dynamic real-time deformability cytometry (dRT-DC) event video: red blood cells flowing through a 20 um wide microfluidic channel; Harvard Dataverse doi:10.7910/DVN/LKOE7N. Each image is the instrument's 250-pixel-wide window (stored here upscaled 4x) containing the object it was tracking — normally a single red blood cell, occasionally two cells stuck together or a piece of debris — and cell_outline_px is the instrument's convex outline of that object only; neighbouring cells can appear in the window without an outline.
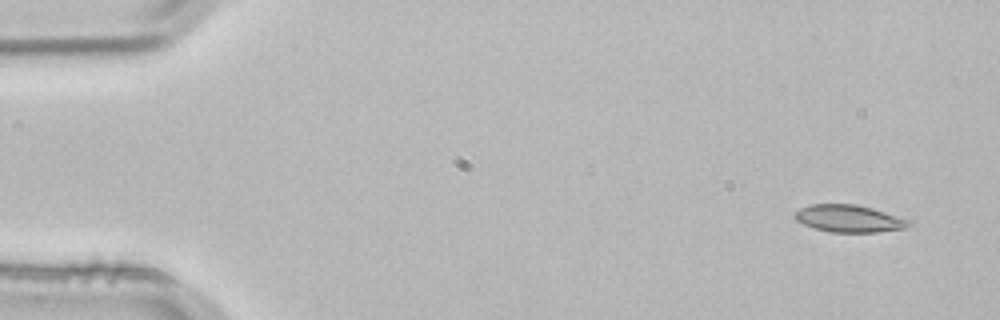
{"species": "common noctule bat (a hibernating species)", "species_latin": "Nyctalus noctula", "temperature_condition": "room temperature", "stored_images_in_passage": 3, "camera_frame_rate_fps": 3000, "um_per_image_px": 0.085, "animal": {"sex": "male", "body_mass_g": 21.5, "forearm_length_mm": 52.0}, "frame": {"image": 1, "passage_image": 1, "time_ms": 0.0, "image_size_px": [1000, 320], "cell_outline_px": [[912, 224], [904, 228], [880, 232], [832, 232], [816, 228], [804, 224], [796, 220], [792, 216], [800, 208], [808, 204], [856, 204], [872, 208], [912, 220]], "centroid_in_image_um": [72.18, 18.57], "position_along_channel_um": 12.8, "area_um2": 18.15}}
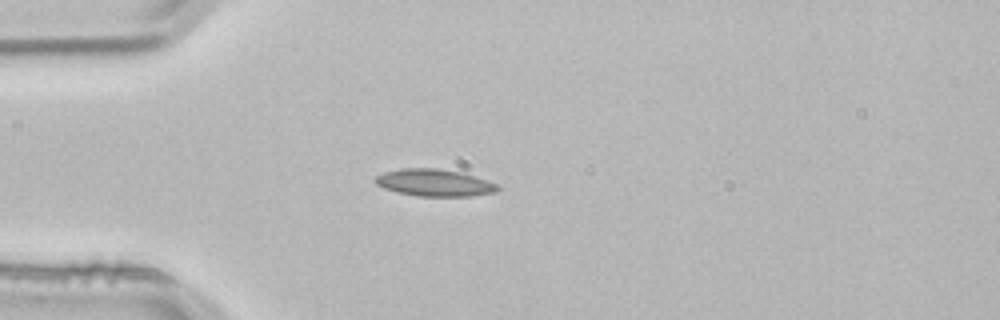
{"frame": {"image": 2, "passage_image": 3, "time_ms": 0.667, "image_size_px": [1000, 320], "cell_outline_px": [[500, 188], [496, 192], [472, 196], [416, 196], [396, 192], [384, 188], [376, 184], [372, 180], [376, 176], [384, 172], [400, 168], [436, 168], [464, 172], [496, 184]], "centroid_in_image_um": [36.89, 15.53], "position_along_channel_um": 48.1, "area_um2": 19.48}}